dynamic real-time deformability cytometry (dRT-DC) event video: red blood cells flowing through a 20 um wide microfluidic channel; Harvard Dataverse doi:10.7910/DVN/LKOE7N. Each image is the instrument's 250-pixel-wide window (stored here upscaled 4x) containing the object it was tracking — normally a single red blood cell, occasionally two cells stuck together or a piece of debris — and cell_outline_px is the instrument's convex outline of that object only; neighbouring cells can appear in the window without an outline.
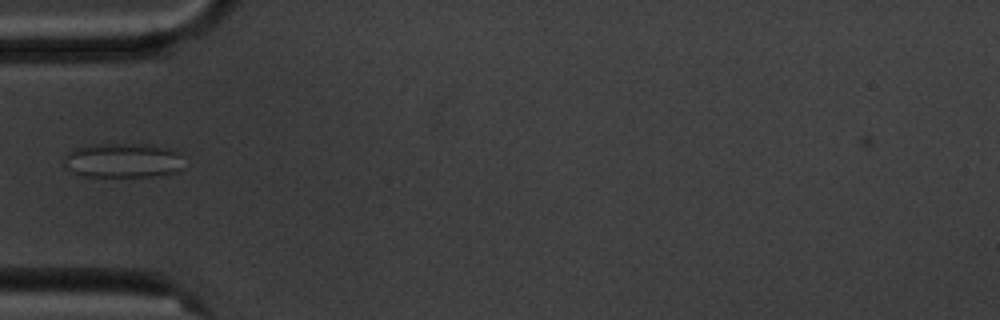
{"species": "common noctule bat (a hibernating species)", "species_latin": "Nyctalus noctula", "temperature_condition": "cold", "stored_images_in_passage": 4, "camera_frame_rate_fps": 3000, "um_per_image_px": 0.085, "animal": {"sex": "male", "body_mass_g": 20.1, "forearm_length_mm": 53.5}, "frame": {"image": 1, "passage_image": 3, "time_ms": 2.333, "image_size_px": [1000, 320], "cell_outline_px": [[184, 168], [176, 172], [156, 176], [76, 176], [64, 164], [64, 156], [72, 148], [92, 144], [148, 144], [168, 148], [180, 152]], "centroid_in_image_um": [10.44, 13.63], "position_along_channel_um": 74.6, "area_um2": 24.57}}
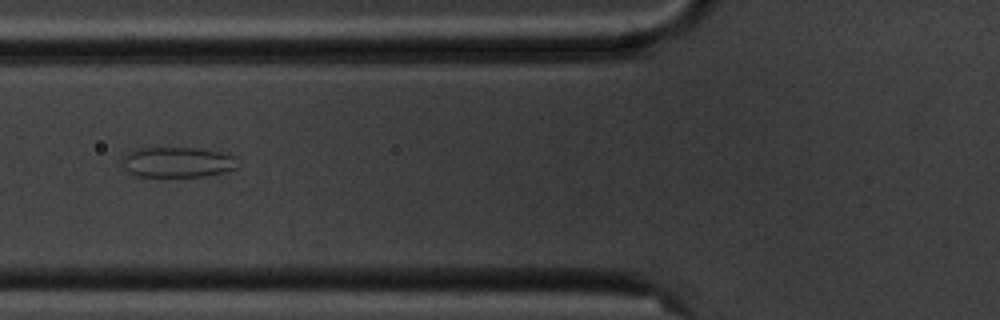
{"frame": {"image": 2, "passage_image": 4, "time_ms": 3.333, "image_size_px": [1000, 320], "cell_outline_px": [[240, 168], [224, 172], [204, 176], [136, 176], [128, 172], [124, 168], [120, 160], [120, 156], [136, 148], [196, 148], [224, 152], [236, 156]], "centroid_in_image_um": [15.09, 13.78], "position_along_channel_um": 110.7, "area_um2": 20.87}}